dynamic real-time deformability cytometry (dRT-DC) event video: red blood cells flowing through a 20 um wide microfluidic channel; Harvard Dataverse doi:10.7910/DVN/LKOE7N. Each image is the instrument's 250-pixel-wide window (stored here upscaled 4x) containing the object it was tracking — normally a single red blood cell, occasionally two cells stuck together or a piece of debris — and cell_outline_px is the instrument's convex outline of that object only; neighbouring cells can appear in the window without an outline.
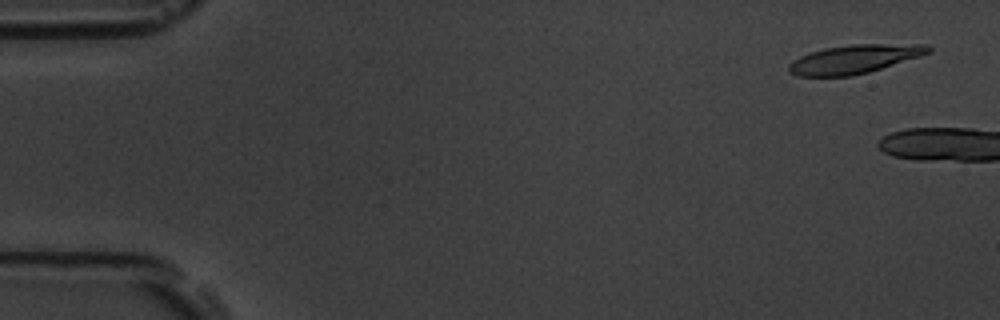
{"species": "common noctule bat (a hibernating species)", "species_latin": "Nyctalus noctula", "temperature_condition": "room temperature", "stored_images_in_passage": 8, "camera_frame_rate_fps": 3000, "um_per_image_px": 0.085, "animal": {"sex": "male", "body_mass_g": 19.5, "forearm_length_mm": 54.6}, "frame": {"image": 1, "passage_image": 2, "time_ms": 0.333, "image_size_px": [1000, 320], "cell_outline_px": [[932, 52], [920, 56], [868, 72], [852, 76], [796, 76], [788, 72], [788, 64], [792, 60], [800, 56], [824, 48], [852, 44], [928, 44], [932, 48]], "centroid_in_image_um": [72.61, 5.02], "position_along_channel_um": 12.4, "area_um2": 23.35}}